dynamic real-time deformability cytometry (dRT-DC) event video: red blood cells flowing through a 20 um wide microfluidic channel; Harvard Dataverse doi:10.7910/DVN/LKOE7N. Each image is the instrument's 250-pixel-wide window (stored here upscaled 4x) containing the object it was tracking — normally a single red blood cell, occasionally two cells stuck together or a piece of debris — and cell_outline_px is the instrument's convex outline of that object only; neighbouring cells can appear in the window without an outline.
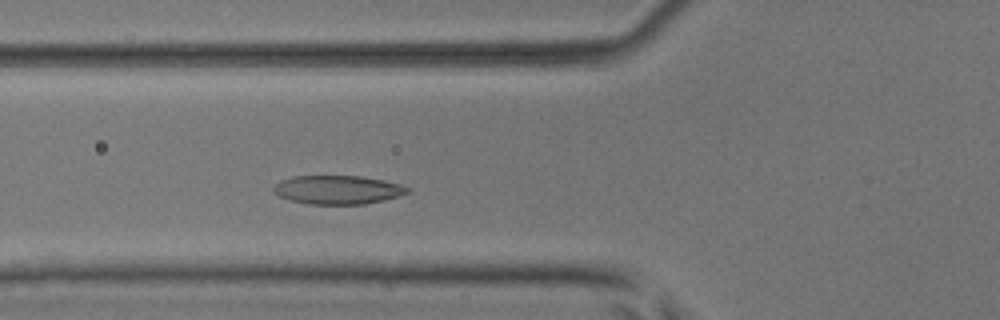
{"species": "common noctule bat (a hibernating species)", "species_latin": "Nyctalus noctula", "temperature_condition": "room temperature", "stored_images_in_passage": 39, "camera_frame_rate_fps": 3000, "um_per_image_px": 0.085, "animal": {"sex": "male", "body_mass_g": 17.9, "forearm_length_mm": 54.2}, "frame": {"image": 1, "passage_image": 7, "time_ms": 2.0, "image_size_px": [1000, 320], "cell_outline_px": [[412, 192], [400, 196], [384, 200], [364, 204], [308, 204], [292, 200], [280, 196], [272, 192], [272, 188], [280, 180], [296, 176], [360, 176], [384, 180], [400, 184], [408, 188]], "centroid_in_image_um": [28.73, 16.13], "position_along_channel_um": 97.1, "area_um2": 22.43}}
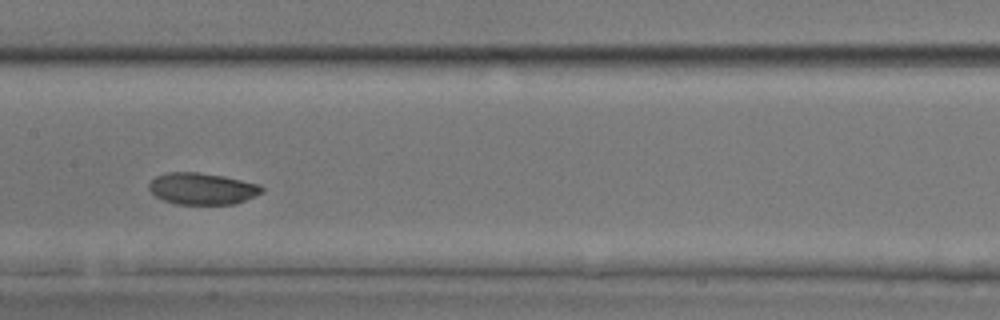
{"frame": {"image": 2, "passage_image": 14, "time_ms": 4.333, "image_size_px": [1000, 320], "cell_outline_px": [[264, 192], [236, 204], [176, 204], [164, 200], [156, 196], [148, 188], [148, 184], [156, 176], [168, 172], [200, 172], [224, 176], [260, 184], [264, 188]], "centroid_in_image_um": [17.21, 16.03], "position_along_channel_um": 190.2, "area_um2": 20.92}}
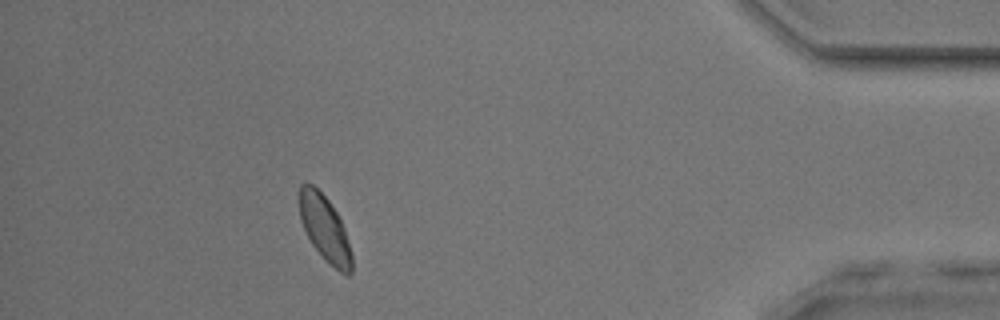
{"frame": {"image": 3, "passage_image": 34, "time_ms": 11.0, "image_size_px": [1000, 320], "cell_outline_px": [[352, 272], [348, 276], [340, 272], [312, 244], [300, 220], [300, 184], [312, 184], [328, 200], [336, 212], [344, 228], [352, 256]], "centroid_in_image_um": [27.62, 19.41], "position_along_channel_um": 407.6, "area_um2": 19.31}, "authors_computed_cell_mechanics": {"area_um2": 20.5768, "velocity_mm_per_s": 3.9976, "shape_relaxation_time_tau1_ms": 3.3445, "shape_relaxation_time_tau2_ms": null, "deformation_change_tau1": 0.1426, "deformation_change_tau2": null}}